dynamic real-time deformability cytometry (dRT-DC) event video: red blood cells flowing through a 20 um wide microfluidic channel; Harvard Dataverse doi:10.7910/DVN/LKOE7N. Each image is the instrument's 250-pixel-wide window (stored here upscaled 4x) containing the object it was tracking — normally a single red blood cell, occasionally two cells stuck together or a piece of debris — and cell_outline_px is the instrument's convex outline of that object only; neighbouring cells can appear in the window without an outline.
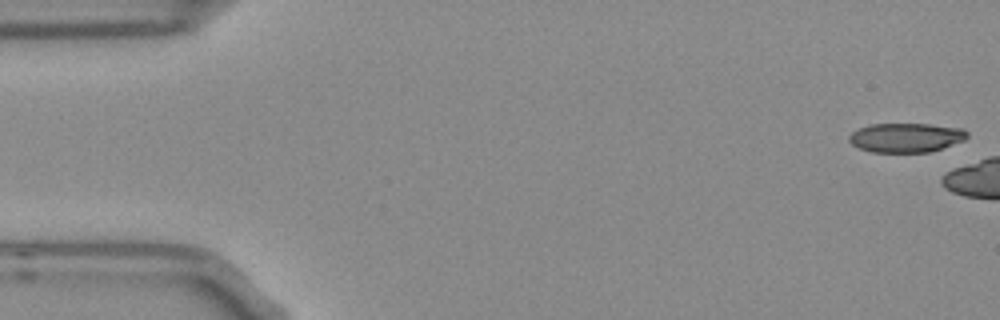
{"species": "Egyptian fruit bat (a non-hibernating species)", "species_latin": "Rousettus aegyptiacus", "temperature_condition": "room temperature", "stored_images_in_passage": 6, "camera_frame_rate_fps": 3000, "um_per_image_px": 0.085, "frame": {"image": 1, "passage_image": 1, "time_ms": 0.0, "image_size_px": [1000, 320], "cell_outline_px": [[968, 136], [964, 140], [928, 152], [872, 152], [860, 148], [852, 144], [848, 140], [848, 136], [852, 132], [860, 128], [872, 124], [928, 124], [964, 128], [968, 132]], "centroid_in_image_um": [77.01, 11.69], "position_along_channel_um": 8.0, "area_um2": 20.0}}